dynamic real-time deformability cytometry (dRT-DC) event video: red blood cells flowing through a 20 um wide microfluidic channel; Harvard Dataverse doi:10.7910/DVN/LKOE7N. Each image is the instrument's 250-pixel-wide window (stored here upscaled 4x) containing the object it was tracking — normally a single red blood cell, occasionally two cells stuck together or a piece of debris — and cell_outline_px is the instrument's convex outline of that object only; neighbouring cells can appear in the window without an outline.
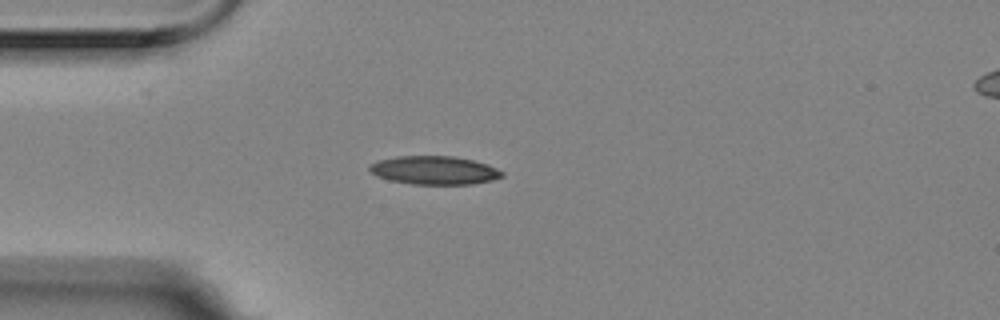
{"species": "Egyptian fruit bat (a non-hibernating species)", "species_latin": "Rousettus aegyptiacus", "temperature_condition": "room temperature", "stored_images_in_passage": 8, "camera_frame_rate_fps": 3000, "um_per_image_px": 0.085, "animal": {"sex": "female"}, "frame": {"image": 1, "passage_image": 1, "time_ms": 0.0, "image_size_px": [1000, 320], "cell_outline_px": [[504, 176], [492, 180], [472, 184], [412, 184], [392, 180], [380, 176], [372, 172], [368, 168], [368, 164], [376, 160], [396, 156], [452, 156], [472, 160], [488, 164], [504, 172]], "centroid_in_image_um": [36.93, 14.46], "position_along_channel_um": 48.1, "area_um2": 21.91}}
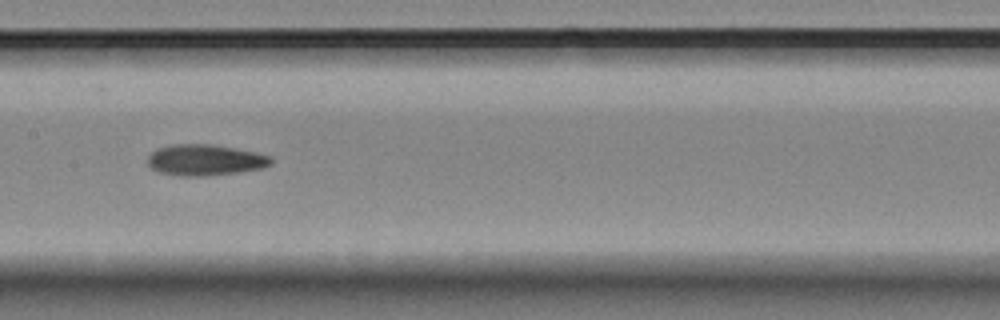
{"frame": {"image": 2, "passage_image": 5, "time_ms": 1.333, "image_size_px": [1000, 320], "cell_outline_px": [[272, 164], [260, 168], [236, 172], [200, 176], [184, 176], [160, 172], [152, 168], [148, 164], [148, 156], [156, 148], [168, 144], [212, 144], [272, 156]], "centroid_in_image_um": [17.39, 13.58], "position_along_channel_um": 190.0, "area_um2": 22.02}}
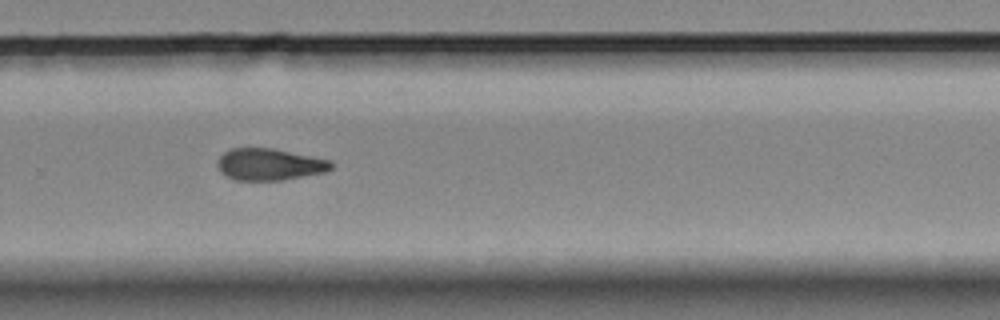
{"frame": {"image": 3, "passage_image": 8, "time_ms": 2.333, "image_size_px": [1000, 320], "cell_outline_px": [[332, 168], [328, 172], [284, 180], [236, 180], [220, 172], [216, 164], [220, 156], [224, 152], [232, 148], [272, 148], [332, 160]], "centroid_in_image_um": [22.93, 13.98], "position_along_channel_um": 306.9, "area_um2": 21.21}}